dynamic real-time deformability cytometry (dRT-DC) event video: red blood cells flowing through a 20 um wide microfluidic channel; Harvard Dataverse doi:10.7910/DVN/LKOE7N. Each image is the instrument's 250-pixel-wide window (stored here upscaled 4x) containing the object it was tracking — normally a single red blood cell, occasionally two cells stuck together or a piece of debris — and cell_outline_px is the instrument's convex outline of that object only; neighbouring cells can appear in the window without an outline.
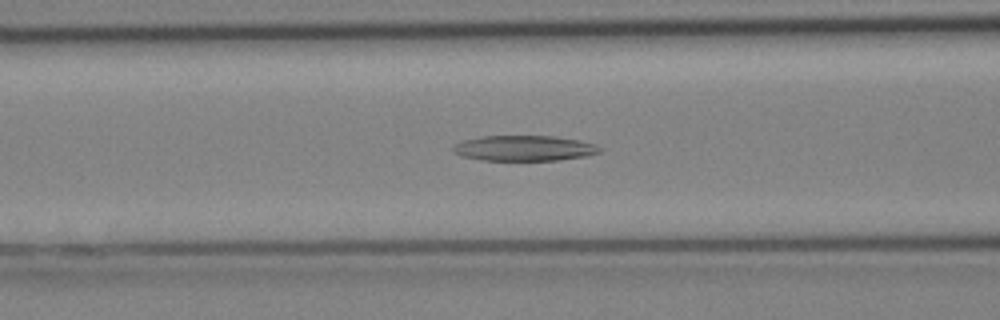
{"species": "Egyptian fruit bat (a non-hibernating species)", "species_latin": "Rousettus aegyptiacus", "temperature_condition": "cold", "stored_images_in_passage": 33, "camera_frame_rate_fps": 3000, "um_per_image_px": 0.085, "animal": {"sex": "female"}, "frame": {"image": 1, "passage_image": 13, "time_ms": 4.0, "image_size_px": [1000, 320], "cell_outline_px": [[600, 152], [584, 156], [556, 160], [480, 160], [460, 156], [452, 152], [452, 148], [456, 144], [464, 140], [480, 136], [552, 136], [580, 140], [596, 144], [600, 148]], "centroid_in_image_um": [44.51, 12.59], "position_along_channel_um": 122.1, "area_um2": 21.68}}
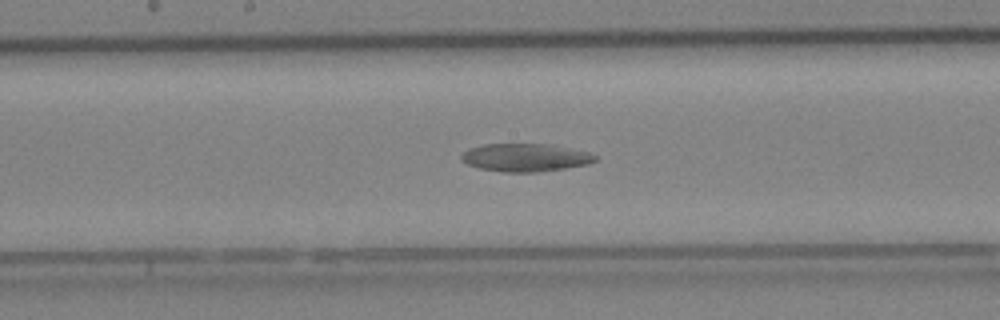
{"frame": {"image": 2, "passage_image": 17, "time_ms": 5.333, "image_size_px": [1000, 320], "cell_outline_px": [[596, 160], [588, 164], [564, 168], [536, 172], [504, 172], [480, 168], [468, 164], [460, 160], [460, 156], [464, 152], [472, 148], [484, 144], [548, 144], [588, 152], [596, 156]], "centroid_in_image_um": [44.64, 13.39], "position_along_channel_um": 203.6, "area_um2": 21.5}}
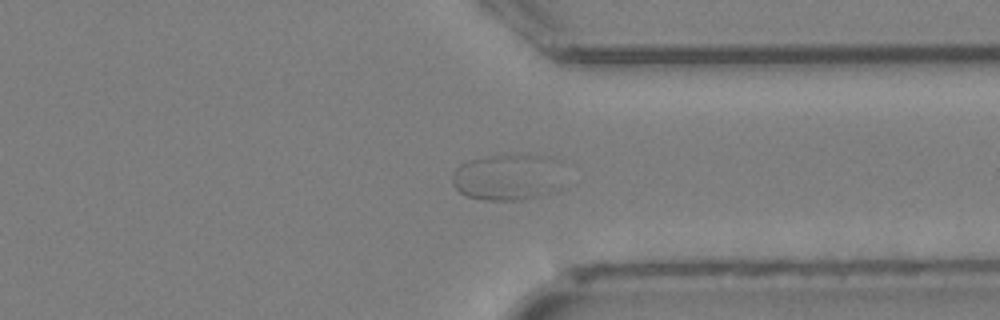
{"frame": {"image": 3, "passage_image": 25, "time_ms": 8.0, "image_size_px": [1000, 320], "cell_outline_px": [[560, 188], [552, 192], [516, 200], [484, 200], [464, 196], [452, 184], [452, 176], [456, 168], [460, 164], [468, 160], [492, 156], [548, 156], [556, 160]], "centroid_in_image_um": [43.06, 15.08], "position_along_channel_um": 368.3, "area_um2": 29.48}}